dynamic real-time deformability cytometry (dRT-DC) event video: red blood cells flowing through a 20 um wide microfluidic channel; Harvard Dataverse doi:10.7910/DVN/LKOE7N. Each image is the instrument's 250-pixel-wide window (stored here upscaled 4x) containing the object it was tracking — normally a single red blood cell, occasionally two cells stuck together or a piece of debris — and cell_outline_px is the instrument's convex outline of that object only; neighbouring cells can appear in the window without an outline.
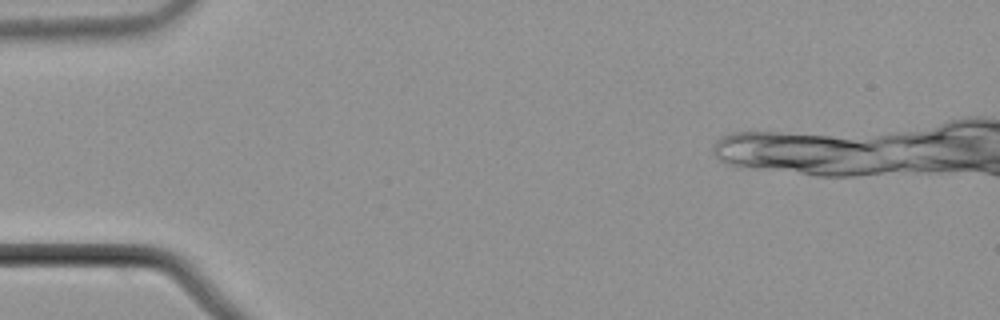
{"species": "common noctule bat (a hibernating species)", "species_latin": "Nyctalus noctula", "temperature_condition": "cold", "stored_images_in_passage": 7, "camera_frame_rate_fps": 3000, "um_per_image_px": 0.085, "animal": {"sex": "male", "body_mass_g": 21.5, "forearm_length_mm": 52.0}, "frame": {"image": 1, "passage_image": 1, "time_ms": 0.0, "image_size_px": [1000, 320], "cell_outline_px": [[868, 148], [804, 164], [780, 164], [768, 160], [776, 140], [788, 136], [804, 136], [836, 140], [860, 144]], "centroid_in_image_um": [68.79, 12.72], "position_along_channel_um": 16.2, "area_um2": 13.29}}